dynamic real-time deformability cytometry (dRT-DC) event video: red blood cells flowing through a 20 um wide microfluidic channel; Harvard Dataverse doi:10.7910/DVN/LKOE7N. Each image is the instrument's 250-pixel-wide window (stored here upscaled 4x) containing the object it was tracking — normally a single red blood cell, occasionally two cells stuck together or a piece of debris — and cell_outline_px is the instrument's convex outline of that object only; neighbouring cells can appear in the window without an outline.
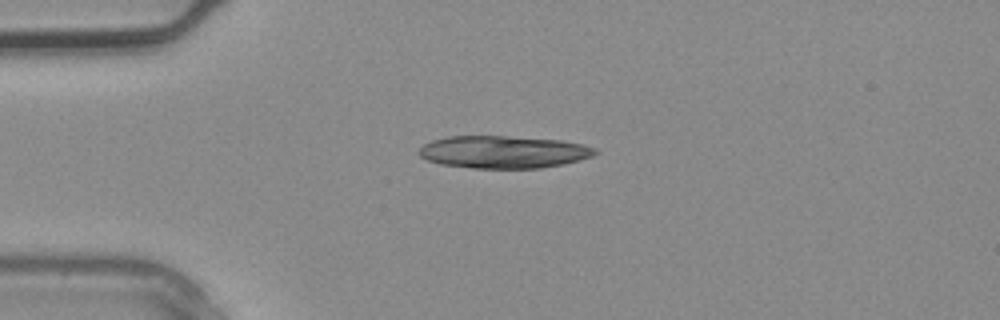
{"species": "common noctule bat (a hibernating species)", "species_latin": "Nyctalus noctula", "temperature_condition": "warm", "stored_images_in_passage": 3, "camera_frame_rate_fps": 3000, "um_per_image_px": 0.085, "animal": {"sex": "male", "body_mass_g": 20.4}, "frame": {"image": 1, "passage_image": 3, "time_ms": 0.667, "image_size_px": [1000, 320], "cell_outline_px": [[600, 152], [592, 156], [580, 160], [564, 164], [540, 168], [472, 168], [440, 164], [428, 160], [420, 156], [416, 152], [424, 144], [432, 140], [448, 136], [508, 136], [560, 140], [580, 144], [596, 148]], "centroid_in_image_um": [42.79, 12.92], "position_along_channel_um": 42.2, "area_um2": 33.41}}